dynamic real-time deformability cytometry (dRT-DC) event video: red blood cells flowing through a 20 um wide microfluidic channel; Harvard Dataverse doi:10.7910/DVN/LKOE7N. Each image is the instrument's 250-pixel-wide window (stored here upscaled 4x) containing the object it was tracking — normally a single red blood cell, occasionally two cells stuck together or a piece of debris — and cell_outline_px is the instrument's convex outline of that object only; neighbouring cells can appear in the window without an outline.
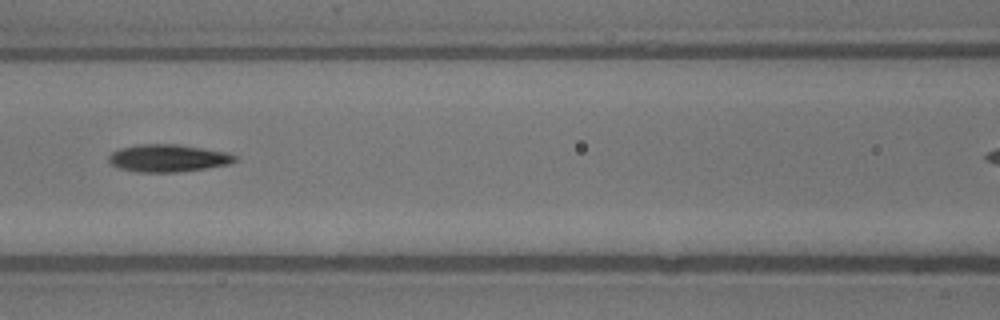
{"species": "common noctule bat (a hibernating species)", "species_latin": "Nyctalus noctula", "temperature_condition": "warm", "stored_images_in_passage": 4, "camera_frame_rate_fps": 3000, "um_per_image_px": 0.085, "animal": {"sex": "male", "body_mass_g": 13.3}, "frame": {"image": 1, "passage_image": 4, "time_ms": 1.0, "image_size_px": [1000, 320], "cell_outline_px": [[236, 160], [232, 164], [180, 172], [136, 172], [116, 168], [108, 160], [108, 156], [112, 152], [120, 148], [136, 144], [176, 144], [228, 152], [236, 156]], "centroid_in_image_um": [14.27, 13.45], "position_along_channel_um": 152.3, "area_um2": 20.4}}